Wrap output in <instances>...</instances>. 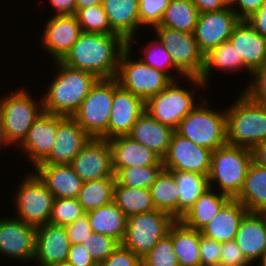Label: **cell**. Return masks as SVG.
<instances>
[{
  "label": "cell",
  "instance_id": "6da1fadb",
  "mask_svg": "<svg viewBox=\"0 0 266 266\" xmlns=\"http://www.w3.org/2000/svg\"><path fill=\"white\" fill-rule=\"evenodd\" d=\"M128 42L119 34L82 33L60 60L64 65L95 74L99 79L116 77L121 53Z\"/></svg>",
  "mask_w": 266,
  "mask_h": 266
},
{
  "label": "cell",
  "instance_id": "7a4b0ae2",
  "mask_svg": "<svg viewBox=\"0 0 266 266\" xmlns=\"http://www.w3.org/2000/svg\"><path fill=\"white\" fill-rule=\"evenodd\" d=\"M51 65L56 68V73L53 77L50 75V82L45 83L46 89L40 92L43 111L72 117L99 78L91 72L73 69L60 61H53Z\"/></svg>",
  "mask_w": 266,
  "mask_h": 266
},
{
  "label": "cell",
  "instance_id": "3957f363",
  "mask_svg": "<svg viewBox=\"0 0 266 266\" xmlns=\"http://www.w3.org/2000/svg\"><path fill=\"white\" fill-rule=\"evenodd\" d=\"M207 89L205 84L196 77L173 80L163 91L145 102V111L156 121L176 130L179 123L200 102H196L199 100L196 97L199 94V90L201 91L200 96Z\"/></svg>",
  "mask_w": 266,
  "mask_h": 266
},
{
  "label": "cell",
  "instance_id": "277c9868",
  "mask_svg": "<svg viewBox=\"0 0 266 266\" xmlns=\"http://www.w3.org/2000/svg\"><path fill=\"white\" fill-rule=\"evenodd\" d=\"M239 94L225 105L227 144L251 150L266 140V106L252 101L242 91Z\"/></svg>",
  "mask_w": 266,
  "mask_h": 266
},
{
  "label": "cell",
  "instance_id": "5b68a950",
  "mask_svg": "<svg viewBox=\"0 0 266 266\" xmlns=\"http://www.w3.org/2000/svg\"><path fill=\"white\" fill-rule=\"evenodd\" d=\"M10 91L6 95L0 92V116L7 143L11 149H15L22 144L29 128L44 111L42 97L33 95L29 88L20 85Z\"/></svg>",
  "mask_w": 266,
  "mask_h": 266
},
{
  "label": "cell",
  "instance_id": "8992f818",
  "mask_svg": "<svg viewBox=\"0 0 266 266\" xmlns=\"http://www.w3.org/2000/svg\"><path fill=\"white\" fill-rule=\"evenodd\" d=\"M204 97L175 131L197 145L214 151L227 144L226 110L224 107L221 110L213 108L209 95Z\"/></svg>",
  "mask_w": 266,
  "mask_h": 266
},
{
  "label": "cell",
  "instance_id": "52a82bcc",
  "mask_svg": "<svg viewBox=\"0 0 266 266\" xmlns=\"http://www.w3.org/2000/svg\"><path fill=\"white\" fill-rule=\"evenodd\" d=\"M252 162V151L248 148L226 144L212 152L208 186L235 199L244 184L246 173Z\"/></svg>",
  "mask_w": 266,
  "mask_h": 266
},
{
  "label": "cell",
  "instance_id": "ba28073f",
  "mask_svg": "<svg viewBox=\"0 0 266 266\" xmlns=\"http://www.w3.org/2000/svg\"><path fill=\"white\" fill-rule=\"evenodd\" d=\"M24 169L27 172L12 193L13 217L38 227L49 222L55 197L31 168Z\"/></svg>",
  "mask_w": 266,
  "mask_h": 266
},
{
  "label": "cell",
  "instance_id": "9c48e42d",
  "mask_svg": "<svg viewBox=\"0 0 266 266\" xmlns=\"http://www.w3.org/2000/svg\"><path fill=\"white\" fill-rule=\"evenodd\" d=\"M136 54L134 47H127L121 53L115 79L122 89L146 102L173 80L166 73L145 64Z\"/></svg>",
  "mask_w": 266,
  "mask_h": 266
},
{
  "label": "cell",
  "instance_id": "30bf717a",
  "mask_svg": "<svg viewBox=\"0 0 266 266\" xmlns=\"http://www.w3.org/2000/svg\"><path fill=\"white\" fill-rule=\"evenodd\" d=\"M118 87L115 78L99 79L72 116L91 138L108 140L113 93Z\"/></svg>",
  "mask_w": 266,
  "mask_h": 266
},
{
  "label": "cell",
  "instance_id": "8fae6325",
  "mask_svg": "<svg viewBox=\"0 0 266 266\" xmlns=\"http://www.w3.org/2000/svg\"><path fill=\"white\" fill-rule=\"evenodd\" d=\"M176 221L171 214L159 209L132 215L127 218L121 245L143 259Z\"/></svg>",
  "mask_w": 266,
  "mask_h": 266
},
{
  "label": "cell",
  "instance_id": "7c38bea8",
  "mask_svg": "<svg viewBox=\"0 0 266 266\" xmlns=\"http://www.w3.org/2000/svg\"><path fill=\"white\" fill-rule=\"evenodd\" d=\"M151 31L170 54L174 66L185 77L199 78L204 65V53L200 50L194 33H186L158 25Z\"/></svg>",
  "mask_w": 266,
  "mask_h": 266
},
{
  "label": "cell",
  "instance_id": "4fadbf2b",
  "mask_svg": "<svg viewBox=\"0 0 266 266\" xmlns=\"http://www.w3.org/2000/svg\"><path fill=\"white\" fill-rule=\"evenodd\" d=\"M6 216L7 214L0 216V258L21 264H33L36 227L12 215Z\"/></svg>",
  "mask_w": 266,
  "mask_h": 266
},
{
  "label": "cell",
  "instance_id": "5bb4252c",
  "mask_svg": "<svg viewBox=\"0 0 266 266\" xmlns=\"http://www.w3.org/2000/svg\"><path fill=\"white\" fill-rule=\"evenodd\" d=\"M43 24L38 40L51 62L60 61L83 33L75 15H51Z\"/></svg>",
  "mask_w": 266,
  "mask_h": 266
},
{
  "label": "cell",
  "instance_id": "9a60e30c",
  "mask_svg": "<svg viewBox=\"0 0 266 266\" xmlns=\"http://www.w3.org/2000/svg\"><path fill=\"white\" fill-rule=\"evenodd\" d=\"M212 152L174 131L167 154L162 159L164 169L169 171L193 172L208 177Z\"/></svg>",
  "mask_w": 266,
  "mask_h": 266
},
{
  "label": "cell",
  "instance_id": "2e32d148",
  "mask_svg": "<svg viewBox=\"0 0 266 266\" xmlns=\"http://www.w3.org/2000/svg\"><path fill=\"white\" fill-rule=\"evenodd\" d=\"M65 118L66 116L43 112L35 120L29 128L25 140L18 148H15L17 151H20H18V155L19 153L22 154L21 156L23 159L26 157V164H28V166L32 165V168L34 169L49 156L55 144L54 141L58 125Z\"/></svg>",
  "mask_w": 266,
  "mask_h": 266
},
{
  "label": "cell",
  "instance_id": "e0dca14e",
  "mask_svg": "<svg viewBox=\"0 0 266 266\" xmlns=\"http://www.w3.org/2000/svg\"><path fill=\"white\" fill-rule=\"evenodd\" d=\"M83 182L115 178L108 140L91 138L70 164Z\"/></svg>",
  "mask_w": 266,
  "mask_h": 266
},
{
  "label": "cell",
  "instance_id": "ac0fdd59",
  "mask_svg": "<svg viewBox=\"0 0 266 266\" xmlns=\"http://www.w3.org/2000/svg\"><path fill=\"white\" fill-rule=\"evenodd\" d=\"M239 21L230 6L219 11L199 13L194 36L200 50L206 54L210 49L228 41Z\"/></svg>",
  "mask_w": 266,
  "mask_h": 266
},
{
  "label": "cell",
  "instance_id": "d6986e66",
  "mask_svg": "<svg viewBox=\"0 0 266 266\" xmlns=\"http://www.w3.org/2000/svg\"><path fill=\"white\" fill-rule=\"evenodd\" d=\"M70 245L65 226L50 222L38 226L33 263L37 266L66 263Z\"/></svg>",
  "mask_w": 266,
  "mask_h": 266
},
{
  "label": "cell",
  "instance_id": "ffe728a7",
  "mask_svg": "<svg viewBox=\"0 0 266 266\" xmlns=\"http://www.w3.org/2000/svg\"><path fill=\"white\" fill-rule=\"evenodd\" d=\"M144 112L145 102L119 86L113 93L108 140L117 136L128 135Z\"/></svg>",
  "mask_w": 266,
  "mask_h": 266
},
{
  "label": "cell",
  "instance_id": "44dd1931",
  "mask_svg": "<svg viewBox=\"0 0 266 266\" xmlns=\"http://www.w3.org/2000/svg\"><path fill=\"white\" fill-rule=\"evenodd\" d=\"M90 139L91 137L72 117H66L58 125L55 144L49 156L40 164H71Z\"/></svg>",
  "mask_w": 266,
  "mask_h": 266
},
{
  "label": "cell",
  "instance_id": "7402d4cb",
  "mask_svg": "<svg viewBox=\"0 0 266 266\" xmlns=\"http://www.w3.org/2000/svg\"><path fill=\"white\" fill-rule=\"evenodd\" d=\"M228 41L251 72L266 63V37L257 33L247 20L236 24Z\"/></svg>",
  "mask_w": 266,
  "mask_h": 266
},
{
  "label": "cell",
  "instance_id": "603a6c76",
  "mask_svg": "<svg viewBox=\"0 0 266 266\" xmlns=\"http://www.w3.org/2000/svg\"><path fill=\"white\" fill-rule=\"evenodd\" d=\"M235 241L246 260L255 266L266 252V213L248 212L240 222Z\"/></svg>",
  "mask_w": 266,
  "mask_h": 266
},
{
  "label": "cell",
  "instance_id": "cb8c5ba5",
  "mask_svg": "<svg viewBox=\"0 0 266 266\" xmlns=\"http://www.w3.org/2000/svg\"><path fill=\"white\" fill-rule=\"evenodd\" d=\"M32 171L55 199L78 197L83 181L70 164H38Z\"/></svg>",
  "mask_w": 266,
  "mask_h": 266
},
{
  "label": "cell",
  "instance_id": "d4e9b609",
  "mask_svg": "<svg viewBox=\"0 0 266 266\" xmlns=\"http://www.w3.org/2000/svg\"><path fill=\"white\" fill-rule=\"evenodd\" d=\"M108 141L112 150L115 174L126 167L163 165L162 159L156 153L131 139L128 135L117 136Z\"/></svg>",
  "mask_w": 266,
  "mask_h": 266
},
{
  "label": "cell",
  "instance_id": "484cf974",
  "mask_svg": "<svg viewBox=\"0 0 266 266\" xmlns=\"http://www.w3.org/2000/svg\"><path fill=\"white\" fill-rule=\"evenodd\" d=\"M216 69V70H215ZM216 71L221 72V74L224 72L225 76L227 75L231 76V73H240L245 72L247 73V82L244 85V87L247 85L250 77H251V71L243 64L241 57H238V53L235 50V47L229 42H223L218 47L210 49L206 54H204V65L202 73L199 76V79L205 84V86L208 88L210 86L211 80L213 79V75Z\"/></svg>",
  "mask_w": 266,
  "mask_h": 266
},
{
  "label": "cell",
  "instance_id": "4316f807",
  "mask_svg": "<svg viewBox=\"0 0 266 266\" xmlns=\"http://www.w3.org/2000/svg\"><path fill=\"white\" fill-rule=\"evenodd\" d=\"M174 131L171 127L156 121L145 111L133 125L128 136L163 159Z\"/></svg>",
  "mask_w": 266,
  "mask_h": 266
},
{
  "label": "cell",
  "instance_id": "83f0119b",
  "mask_svg": "<svg viewBox=\"0 0 266 266\" xmlns=\"http://www.w3.org/2000/svg\"><path fill=\"white\" fill-rule=\"evenodd\" d=\"M249 211L238 200L230 199L219 213L200 231L219 243L235 240L240 222Z\"/></svg>",
  "mask_w": 266,
  "mask_h": 266
},
{
  "label": "cell",
  "instance_id": "f1b7e54d",
  "mask_svg": "<svg viewBox=\"0 0 266 266\" xmlns=\"http://www.w3.org/2000/svg\"><path fill=\"white\" fill-rule=\"evenodd\" d=\"M139 0H104L103 7L111 28L127 42L140 36Z\"/></svg>",
  "mask_w": 266,
  "mask_h": 266
},
{
  "label": "cell",
  "instance_id": "f546056e",
  "mask_svg": "<svg viewBox=\"0 0 266 266\" xmlns=\"http://www.w3.org/2000/svg\"><path fill=\"white\" fill-rule=\"evenodd\" d=\"M230 199L229 196L208 187L179 221L190 229L201 230Z\"/></svg>",
  "mask_w": 266,
  "mask_h": 266
},
{
  "label": "cell",
  "instance_id": "4dcf8cb0",
  "mask_svg": "<svg viewBox=\"0 0 266 266\" xmlns=\"http://www.w3.org/2000/svg\"><path fill=\"white\" fill-rule=\"evenodd\" d=\"M249 212L266 213V168L251 162L239 195L235 198Z\"/></svg>",
  "mask_w": 266,
  "mask_h": 266
},
{
  "label": "cell",
  "instance_id": "1f68e13d",
  "mask_svg": "<svg viewBox=\"0 0 266 266\" xmlns=\"http://www.w3.org/2000/svg\"><path fill=\"white\" fill-rule=\"evenodd\" d=\"M86 214L92 232L112 237L120 244L122 243L126 232L127 217L114 201L88 211Z\"/></svg>",
  "mask_w": 266,
  "mask_h": 266
},
{
  "label": "cell",
  "instance_id": "d6a6232c",
  "mask_svg": "<svg viewBox=\"0 0 266 266\" xmlns=\"http://www.w3.org/2000/svg\"><path fill=\"white\" fill-rule=\"evenodd\" d=\"M174 251L179 266H201L200 262V230L186 227L177 220L169 229Z\"/></svg>",
  "mask_w": 266,
  "mask_h": 266
},
{
  "label": "cell",
  "instance_id": "836d02e7",
  "mask_svg": "<svg viewBox=\"0 0 266 266\" xmlns=\"http://www.w3.org/2000/svg\"><path fill=\"white\" fill-rule=\"evenodd\" d=\"M149 190L155 209L168 212L179 220V193L173 173L163 169Z\"/></svg>",
  "mask_w": 266,
  "mask_h": 266
},
{
  "label": "cell",
  "instance_id": "e575fe53",
  "mask_svg": "<svg viewBox=\"0 0 266 266\" xmlns=\"http://www.w3.org/2000/svg\"><path fill=\"white\" fill-rule=\"evenodd\" d=\"M138 38V39H137ZM139 36L132 37L128 41V47H137L140 48L138 56L145 64L150 65L151 67L156 68L164 73H166L172 80L182 79L185 76L174 66L170 54L167 52L165 47L154 35L150 37L151 40H148L145 46H136L137 42L140 43ZM153 40V41H152ZM135 42V43H134ZM135 44V45H134ZM143 49H142V48ZM143 50V51H142Z\"/></svg>",
  "mask_w": 266,
  "mask_h": 266
},
{
  "label": "cell",
  "instance_id": "d590c367",
  "mask_svg": "<svg viewBox=\"0 0 266 266\" xmlns=\"http://www.w3.org/2000/svg\"><path fill=\"white\" fill-rule=\"evenodd\" d=\"M113 201L127 218L155 210L149 189L131 188L117 182L114 185Z\"/></svg>",
  "mask_w": 266,
  "mask_h": 266
},
{
  "label": "cell",
  "instance_id": "8d00e7d4",
  "mask_svg": "<svg viewBox=\"0 0 266 266\" xmlns=\"http://www.w3.org/2000/svg\"><path fill=\"white\" fill-rule=\"evenodd\" d=\"M199 11L192 0H171L163 15L161 26L194 33Z\"/></svg>",
  "mask_w": 266,
  "mask_h": 266
},
{
  "label": "cell",
  "instance_id": "74e56055",
  "mask_svg": "<svg viewBox=\"0 0 266 266\" xmlns=\"http://www.w3.org/2000/svg\"><path fill=\"white\" fill-rule=\"evenodd\" d=\"M179 193V219L190 209L200 195L209 187L208 177L203 174L171 171Z\"/></svg>",
  "mask_w": 266,
  "mask_h": 266
},
{
  "label": "cell",
  "instance_id": "f35d334b",
  "mask_svg": "<svg viewBox=\"0 0 266 266\" xmlns=\"http://www.w3.org/2000/svg\"><path fill=\"white\" fill-rule=\"evenodd\" d=\"M115 178H102L83 182L77 200L85 212L113 202Z\"/></svg>",
  "mask_w": 266,
  "mask_h": 266
},
{
  "label": "cell",
  "instance_id": "ab89813d",
  "mask_svg": "<svg viewBox=\"0 0 266 266\" xmlns=\"http://www.w3.org/2000/svg\"><path fill=\"white\" fill-rule=\"evenodd\" d=\"M163 169L164 165L126 167L115 174V179L122 186L149 189Z\"/></svg>",
  "mask_w": 266,
  "mask_h": 266
},
{
  "label": "cell",
  "instance_id": "60d3db41",
  "mask_svg": "<svg viewBox=\"0 0 266 266\" xmlns=\"http://www.w3.org/2000/svg\"><path fill=\"white\" fill-rule=\"evenodd\" d=\"M75 16L84 33L117 34L110 26L103 4L82 8Z\"/></svg>",
  "mask_w": 266,
  "mask_h": 266
},
{
  "label": "cell",
  "instance_id": "b9f144b4",
  "mask_svg": "<svg viewBox=\"0 0 266 266\" xmlns=\"http://www.w3.org/2000/svg\"><path fill=\"white\" fill-rule=\"evenodd\" d=\"M85 214L77 198H59L54 200L49 222L67 226Z\"/></svg>",
  "mask_w": 266,
  "mask_h": 266
},
{
  "label": "cell",
  "instance_id": "7bdbcfd3",
  "mask_svg": "<svg viewBox=\"0 0 266 266\" xmlns=\"http://www.w3.org/2000/svg\"><path fill=\"white\" fill-rule=\"evenodd\" d=\"M170 1L171 0H139L138 8L141 34L143 31H145L144 33L151 32L154 27L160 25ZM147 28L150 30H147Z\"/></svg>",
  "mask_w": 266,
  "mask_h": 266
},
{
  "label": "cell",
  "instance_id": "ee69618b",
  "mask_svg": "<svg viewBox=\"0 0 266 266\" xmlns=\"http://www.w3.org/2000/svg\"><path fill=\"white\" fill-rule=\"evenodd\" d=\"M144 266H179L172 238L167 234L142 259Z\"/></svg>",
  "mask_w": 266,
  "mask_h": 266
},
{
  "label": "cell",
  "instance_id": "f6af8a7d",
  "mask_svg": "<svg viewBox=\"0 0 266 266\" xmlns=\"http://www.w3.org/2000/svg\"><path fill=\"white\" fill-rule=\"evenodd\" d=\"M82 244L89 250V254L97 264L105 260L120 245L114 238L95 232H91Z\"/></svg>",
  "mask_w": 266,
  "mask_h": 266
},
{
  "label": "cell",
  "instance_id": "bcb514c9",
  "mask_svg": "<svg viewBox=\"0 0 266 266\" xmlns=\"http://www.w3.org/2000/svg\"><path fill=\"white\" fill-rule=\"evenodd\" d=\"M241 91L252 101L266 106V63L251 73V77Z\"/></svg>",
  "mask_w": 266,
  "mask_h": 266
},
{
  "label": "cell",
  "instance_id": "7dc6e473",
  "mask_svg": "<svg viewBox=\"0 0 266 266\" xmlns=\"http://www.w3.org/2000/svg\"><path fill=\"white\" fill-rule=\"evenodd\" d=\"M142 259L121 244L98 266H140Z\"/></svg>",
  "mask_w": 266,
  "mask_h": 266
},
{
  "label": "cell",
  "instance_id": "c3c4849f",
  "mask_svg": "<svg viewBox=\"0 0 266 266\" xmlns=\"http://www.w3.org/2000/svg\"><path fill=\"white\" fill-rule=\"evenodd\" d=\"M199 249L201 266H220L221 243L201 235Z\"/></svg>",
  "mask_w": 266,
  "mask_h": 266
},
{
  "label": "cell",
  "instance_id": "681fc988",
  "mask_svg": "<svg viewBox=\"0 0 266 266\" xmlns=\"http://www.w3.org/2000/svg\"><path fill=\"white\" fill-rule=\"evenodd\" d=\"M220 266H252L235 240L221 243Z\"/></svg>",
  "mask_w": 266,
  "mask_h": 266
},
{
  "label": "cell",
  "instance_id": "f907efd6",
  "mask_svg": "<svg viewBox=\"0 0 266 266\" xmlns=\"http://www.w3.org/2000/svg\"><path fill=\"white\" fill-rule=\"evenodd\" d=\"M65 228L70 244H82L92 232L87 214L65 226Z\"/></svg>",
  "mask_w": 266,
  "mask_h": 266
},
{
  "label": "cell",
  "instance_id": "816d5d0a",
  "mask_svg": "<svg viewBox=\"0 0 266 266\" xmlns=\"http://www.w3.org/2000/svg\"><path fill=\"white\" fill-rule=\"evenodd\" d=\"M71 266H98L83 244H71L67 258Z\"/></svg>",
  "mask_w": 266,
  "mask_h": 266
},
{
  "label": "cell",
  "instance_id": "f5cc1de1",
  "mask_svg": "<svg viewBox=\"0 0 266 266\" xmlns=\"http://www.w3.org/2000/svg\"><path fill=\"white\" fill-rule=\"evenodd\" d=\"M265 2L266 0H229V5L240 20H246Z\"/></svg>",
  "mask_w": 266,
  "mask_h": 266
},
{
  "label": "cell",
  "instance_id": "db71d44e",
  "mask_svg": "<svg viewBox=\"0 0 266 266\" xmlns=\"http://www.w3.org/2000/svg\"><path fill=\"white\" fill-rule=\"evenodd\" d=\"M49 6L53 9L49 15H75L76 14V0H47Z\"/></svg>",
  "mask_w": 266,
  "mask_h": 266
},
{
  "label": "cell",
  "instance_id": "11a10c76",
  "mask_svg": "<svg viewBox=\"0 0 266 266\" xmlns=\"http://www.w3.org/2000/svg\"><path fill=\"white\" fill-rule=\"evenodd\" d=\"M246 20L257 33L266 37V2Z\"/></svg>",
  "mask_w": 266,
  "mask_h": 266
},
{
  "label": "cell",
  "instance_id": "9f6ffc18",
  "mask_svg": "<svg viewBox=\"0 0 266 266\" xmlns=\"http://www.w3.org/2000/svg\"><path fill=\"white\" fill-rule=\"evenodd\" d=\"M199 13L219 11L228 8L229 0H192Z\"/></svg>",
  "mask_w": 266,
  "mask_h": 266
},
{
  "label": "cell",
  "instance_id": "6f0895ef",
  "mask_svg": "<svg viewBox=\"0 0 266 266\" xmlns=\"http://www.w3.org/2000/svg\"><path fill=\"white\" fill-rule=\"evenodd\" d=\"M252 151V161L266 168V140L258 143Z\"/></svg>",
  "mask_w": 266,
  "mask_h": 266
},
{
  "label": "cell",
  "instance_id": "680465c9",
  "mask_svg": "<svg viewBox=\"0 0 266 266\" xmlns=\"http://www.w3.org/2000/svg\"><path fill=\"white\" fill-rule=\"evenodd\" d=\"M104 0H76V12L82 8H87L92 5L103 4Z\"/></svg>",
  "mask_w": 266,
  "mask_h": 266
},
{
  "label": "cell",
  "instance_id": "91938a15",
  "mask_svg": "<svg viewBox=\"0 0 266 266\" xmlns=\"http://www.w3.org/2000/svg\"><path fill=\"white\" fill-rule=\"evenodd\" d=\"M9 144L7 143V139L4 134V127L2 123V118L0 116V154H2L3 149L9 148Z\"/></svg>",
  "mask_w": 266,
  "mask_h": 266
},
{
  "label": "cell",
  "instance_id": "94428289",
  "mask_svg": "<svg viewBox=\"0 0 266 266\" xmlns=\"http://www.w3.org/2000/svg\"><path fill=\"white\" fill-rule=\"evenodd\" d=\"M256 266H266V252L263 254V256L258 260L256 263Z\"/></svg>",
  "mask_w": 266,
  "mask_h": 266
},
{
  "label": "cell",
  "instance_id": "6125c7cd",
  "mask_svg": "<svg viewBox=\"0 0 266 266\" xmlns=\"http://www.w3.org/2000/svg\"><path fill=\"white\" fill-rule=\"evenodd\" d=\"M52 266H71V265H69V264H67V263H63V264L52 265Z\"/></svg>",
  "mask_w": 266,
  "mask_h": 266
}]
</instances>
